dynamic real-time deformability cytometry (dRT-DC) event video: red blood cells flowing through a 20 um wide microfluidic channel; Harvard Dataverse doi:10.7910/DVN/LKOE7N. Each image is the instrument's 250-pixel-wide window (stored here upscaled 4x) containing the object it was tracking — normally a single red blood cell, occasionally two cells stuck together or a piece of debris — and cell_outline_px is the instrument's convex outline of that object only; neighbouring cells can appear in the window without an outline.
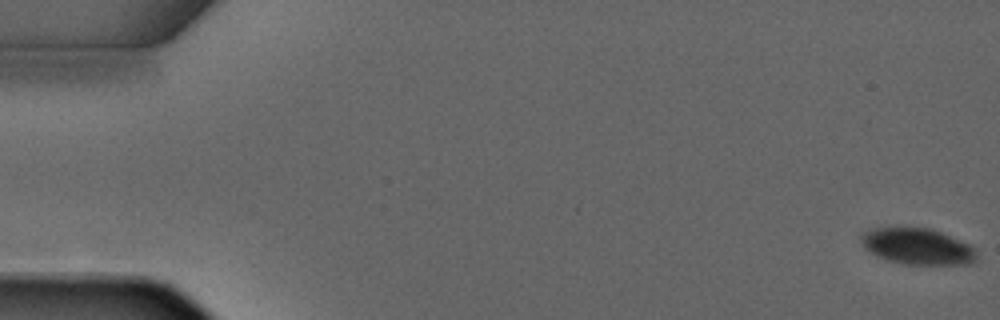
{"species": "common noctule bat (a hibernating species)", "species_latin": "Nyctalus noctula", "temperature_condition": "warm", "stored_images_in_passage": 4, "camera_frame_rate_fps": 3000, "um_per_image_px": 0.085, "animal": {"sex": "male", "forearm_length_mm": 52.5}, "frame": {"image": 1, "passage_image": 1, "time_ms": 0.0, "image_size_px": [1000, 320], "cell_outline_px": [[976, 260], [968, 264], [904, 264], [888, 260], [876, 256], [864, 248], [860, 240], [860, 232], [876, 228], [928, 228], [940, 232], [968, 244], [972, 248], [976, 256]], "centroid_in_image_um": [77.91, 20.95], "position_along_channel_um": 7.1, "area_um2": 24.04}}
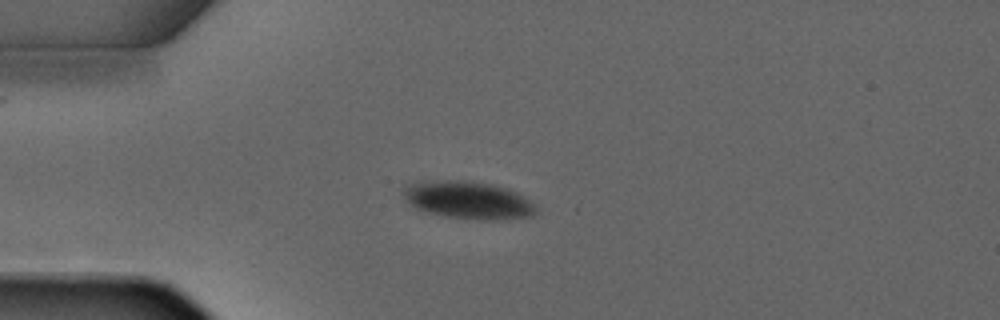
{"frame": {"image": 2, "passage_image": 4, "time_ms": 3.667, "image_size_px": [1000, 320], "cell_outline_px": [[536, 212], [532, 216], [500, 220], [480, 220], [444, 216], [428, 212], [416, 208], [400, 192], [400, 188], [404, 184], [420, 180], [464, 180], [492, 184], [508, 188], [524, 196], [536, 204]], "centroid_in_image_um": [39.76, 16.99], "position_along_channel_um": 45.2, "area_um2": 29.65}}